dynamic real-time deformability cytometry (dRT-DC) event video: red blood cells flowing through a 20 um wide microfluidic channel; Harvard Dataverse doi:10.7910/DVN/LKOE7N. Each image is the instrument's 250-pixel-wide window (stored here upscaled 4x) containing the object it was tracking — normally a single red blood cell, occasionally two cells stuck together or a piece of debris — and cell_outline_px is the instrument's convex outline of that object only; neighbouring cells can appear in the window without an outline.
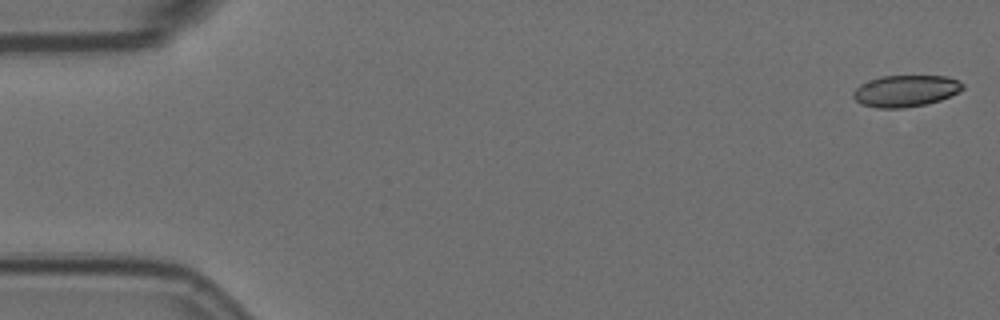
{"species": "Egyptian fruit bat (a non-hibernating species)", "species_latin": "Rousettus aegyptiacus", "temperature_condition": "room temperature", "stored_images_in_passage": 16, "camera_frame_rate_fps": 3000, "um_per_image_px": 0.085, "animal": {"sex": "female"}, "frame": {"image": 1, "passage_image": 1, "time_ms": 0.0, "image_size_px": [1000, 320], "cell_outline_px": [[964, 88], [960, 92], [940, 100], [924, 104], [904, 108], [876, 108], [860, 104], [852, 96], [852, 92], [860, 84], [880, 76], [948, 76], [960, 80], [964, 84]], "centroid_in_image_um": [76.99, 7.72], "position_along_channel_um": 8.0, "area_um2": 20.35}}
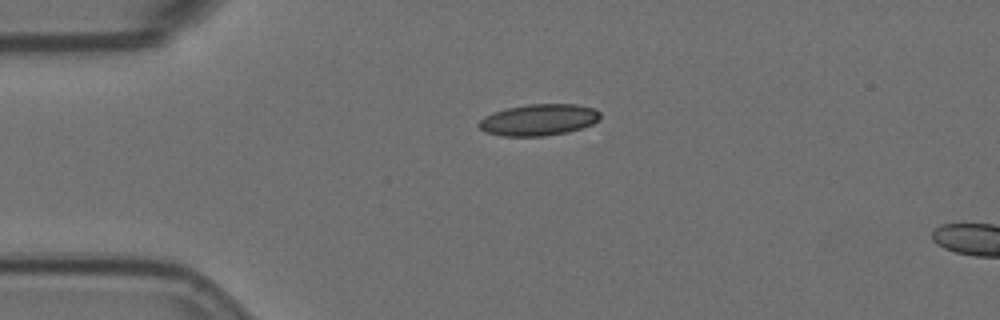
{"frame": {"image": 2, "passage_image": 13, "time_ms": 4.0, "image_size_px": [1000, 320], "cell_outline_px": [[600, 120], [592, 124], [568, 132], [544, 136], [500, 136], [484, 132], [476, 124], [484, 116], [508, 108], [528, 104], [576, 104], [592, 108], [600, 112]], "centroid_in_image_um": [45.78, 10.19], "position_along_channel_um": 39.2, "area_um2": 22.25}}